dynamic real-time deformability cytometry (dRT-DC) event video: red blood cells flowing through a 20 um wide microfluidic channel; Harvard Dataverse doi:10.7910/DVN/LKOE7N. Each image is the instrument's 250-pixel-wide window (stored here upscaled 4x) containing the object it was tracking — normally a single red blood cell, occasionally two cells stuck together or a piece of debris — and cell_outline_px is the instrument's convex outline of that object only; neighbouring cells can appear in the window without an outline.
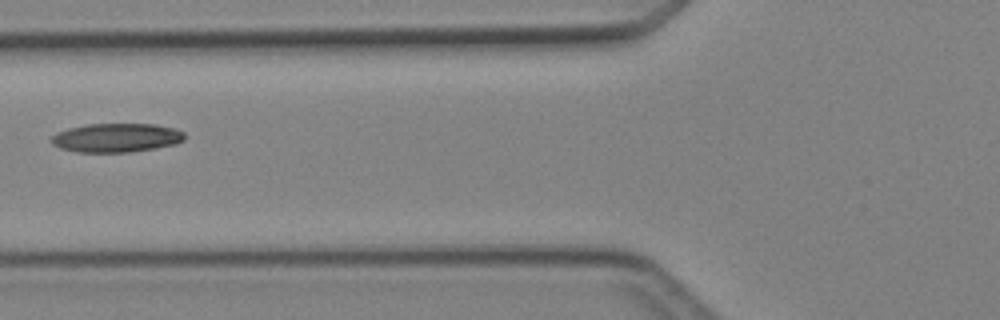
{"species": "Egyptian fruit bat (a non-hibernating species)", "species_latin": "Rousettus aegyptiacus", "temperature_condition": "cold", "stored_images_in_passage": 6, "camera_frame_rate_fps": 3000, "um_per_image_px": 0.085, "animal": {"sex": "female"}, "frame": {"image": 1, "passage_image": 6, "time_ms": 5.667, "image_size_px": [1000, 320], "cell_outline_px": [[184, 140], [176, 144], [156, 148], [128, 152], [76, 152], [60, 148], [52, 144], [48, 140], [56, 132], [68, 128], [88, 124], [156, 124], [176, 128], [184, 132]], "centroid_in_image_um": [9.88, 11.7], "position_along_channel_um": 115.9, "area_um2": 22.66}}